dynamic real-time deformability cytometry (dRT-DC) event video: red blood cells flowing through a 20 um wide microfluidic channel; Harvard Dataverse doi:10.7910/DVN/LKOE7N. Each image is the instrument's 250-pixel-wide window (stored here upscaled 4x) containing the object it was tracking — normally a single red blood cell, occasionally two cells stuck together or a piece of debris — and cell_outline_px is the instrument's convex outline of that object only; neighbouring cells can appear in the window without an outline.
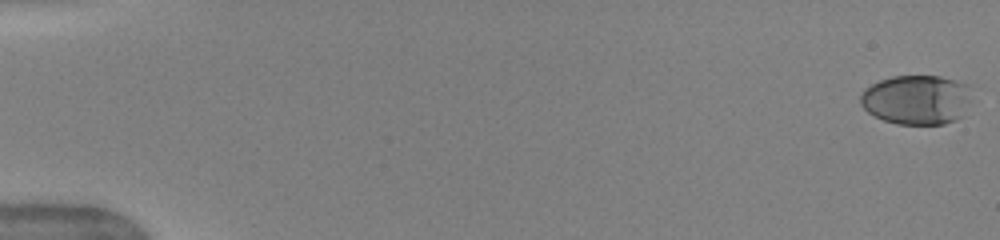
{"species": "human", "species_latin": "Homo sapiens", "temperature_condition": "warm", "stored_images_in_passage": 51, "camera_frame_rate_fps": 3000, "um_per_image_px": 0.085, "donor": {"sex": "female"}, "frame": {"image": 1, "passage_image": 1, "time_ms": 0.0, "image_size_px": [1000, 240], "cell_outline_px": [[968, 100], [964, 116], [956, 120], [944, 124], [896, 124], [884, 120], [868, 112], [860, 104], [860, 96], [864, 88], [880, 80], [892, 76], [940, 76], [956, 80], [968, 84]], "centroid_in_image_um": [77.89, 8.47], "position_along_channel_um": 7.1, "area_um2": 32.14}}
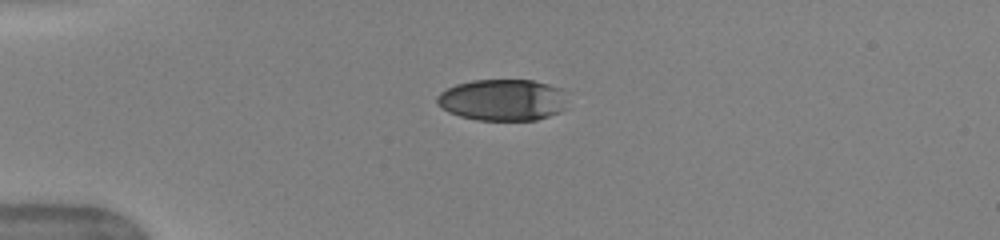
{"frame": {"image": 2, "passage_image": 14, "time_ms": 4.333, "image_size_px": [1000, 240], "cell_outline_px": [[564, 108], [560, 112], [536, 120], [476, 120], [460, 116], [448, 112], [436, 104], [436, 96], [440, 92], [456, 84], [472, 80], [532, 80], [548, 84], [560, 88]], "centroid_in_image_um": [42.64, 8.5], "position_along_channel_um": 42.4, "area_um2": 31.39}}
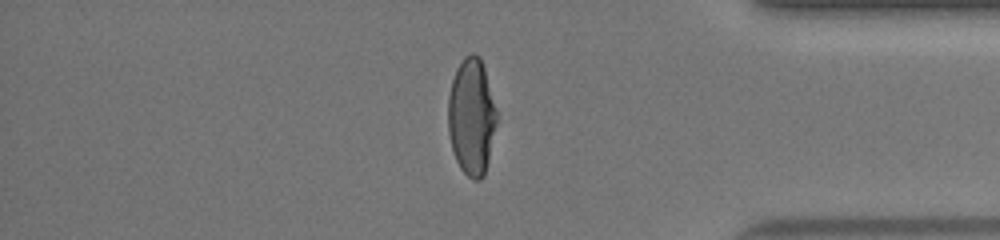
{"frame": {"image": 3, "passage_image": 44, "time_ms": 14.333, "image_size_px": [1000, 240], "cell_outline_px": [[496, 124], [488, 160], [484, 176], [480, 180], [472, 180], [460, 168], [456, 160], [452, 148], [448, 132], [448, 96], [452, 80], [456, 68], [464, 56], [472, 52], [480, 56], [484, 68], [496, 108]], "centroid_in_image_um": [40.06, 9.91], "position_along_channel_um": 395.1, "area_um2": 33.0}, "authors_computed_cell_mechanics": {"area_um2": 34.7956, "velocity_mm_per_s": 4.0542, "shape_relaxation_time_tau1_ms": 5.0279, "shape_relaxation_time_tau2_ms": 0.6603, "deformation_change_tau1": 0.2057, "deformation_change_tau2": 0.0647}}